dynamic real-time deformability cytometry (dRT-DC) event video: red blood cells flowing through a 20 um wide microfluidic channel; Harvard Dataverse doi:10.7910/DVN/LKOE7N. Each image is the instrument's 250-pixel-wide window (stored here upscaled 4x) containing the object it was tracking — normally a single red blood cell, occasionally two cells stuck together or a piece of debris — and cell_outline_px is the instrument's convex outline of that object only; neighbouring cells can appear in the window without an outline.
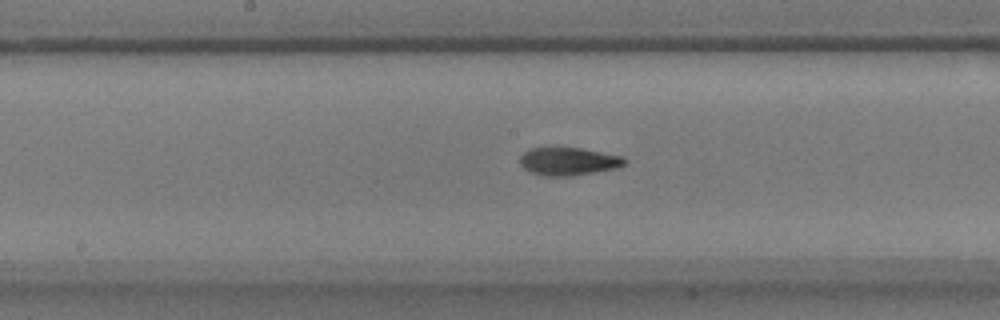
{"species": "common noctule bat (a hibernating species)", "species_latin": "Nyctalus noctula", "temperature_condition": "warm", "stored_images_in_passage": 59, "camera_frame_rate_fps": 3000, "um_per_image_px": 0.085, "animal": {"sex": "male", "body_mass_g": 17.9}, "frame": {"image": 1, "passage_image": 30, "time_ms": 9.667, "image_size_px": [1000, 320], "cell_outline_px": [[628, 160], [624, 164], [616, 168], [572, 176], [544, 176], [532, 172], [524, 168], [520, 164], [520, 156], [528, 148], [580, 148], [624, 156]], "centroid_in_image_um": [48.33, 13.71], "position_along_channel_um": 199.9, "area_um2": 16.99}}
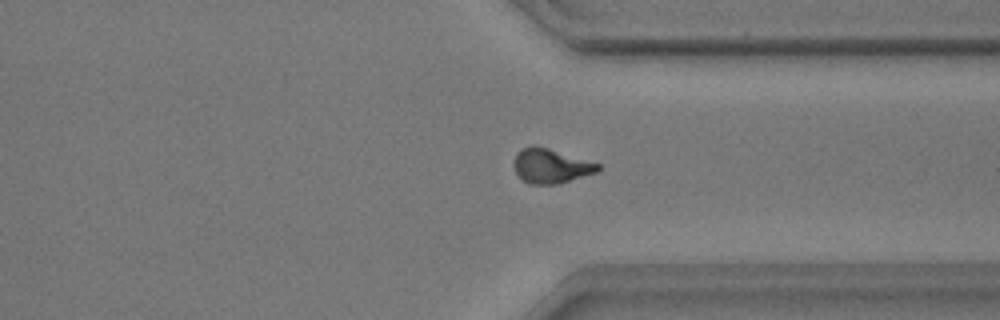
{"frame": {"image": 2, "passage_image": 44, "time_ms": 14.333, "image_size_px": [1000, 320], "cell_outline_px": [[600, 168], [596, 172], [556, 184], [528, 184], [516, 172], [516, 152], [520, 148], [532, 144], [548, 148], [600, 164]], "centroid_in_image_um": [46.81, 14.09], "position_along_channel_um": 364.6, "area_um2": 16.53}}
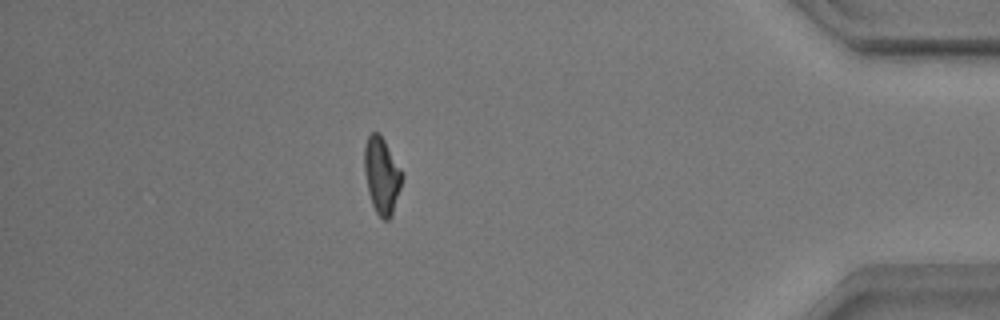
{"frame": {"image": 3, "passage_image": 51, "time_ms": 16.667, "image_size_px": [1000, 320], "cell_outline_px": [[404, 176], [392, 216], [388, 220], [384, 220], [376, 212], [372, 204], [368, 192], [364, 172], [364, 148], [368, 136], [372, 132], [380, 132], [404, 172]], "centroid_in_image_um": [32.47, 14.89], "position_along_channel_um": 402.7, "area_um2": 17.17}, "authors_computed_cell_mechanics": {"area_um2": 16.5308, "velocity_mm_per_s": 3.5365, "shape_relaxation_time_tau1_ms": 11.2537, "shape_relaxation_time_tau2_ms": 2.6129, "deformation_change_tau1": 0.2842, "deformation_change_tau2": 0.0856}}